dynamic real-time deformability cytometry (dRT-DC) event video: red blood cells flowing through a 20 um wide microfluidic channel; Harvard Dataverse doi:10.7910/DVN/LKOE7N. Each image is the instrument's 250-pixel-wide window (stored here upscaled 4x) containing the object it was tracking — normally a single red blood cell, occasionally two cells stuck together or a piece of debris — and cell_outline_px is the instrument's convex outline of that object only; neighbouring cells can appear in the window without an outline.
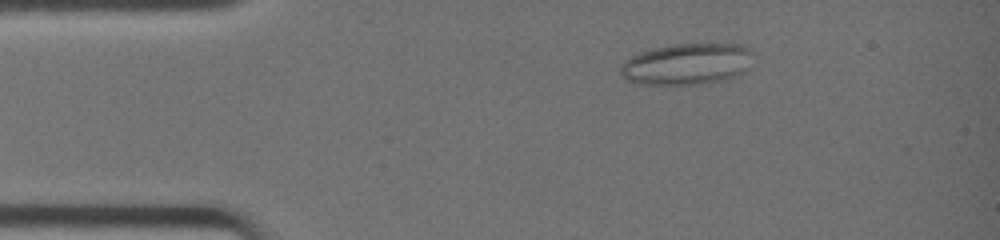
{"species": "common noctule bat (a hibernating species)", "species_latin": "Nyctalus noctula", "temperature_condition": "warm", "stored_images_in_passage": 11, "camera_frame_rate_fps": 3000, "um_per_image_px": 0.085, "animal": {"sex": "female", "body_mass_g": 19.0, "forearm_length_mm": 51.5}, "frame": {"image": 1, "passage_image": 7, "time_ms": 2.0, "image_size_px": [1000, 240], "cell_outline_px": [[752, 52], [748, 68], [732, 76], [716, 80], [692, 84], [640, 84], [624, 80], [620, 76], [620, 64], [624, 60], [640, 52], [652, 48], [672, 44], [744, 44], [752, 48]], "centroid_in_image_um": [58.31, 5.42], "position_along_channel_um": 26.7, "area_um2": 31.79}}